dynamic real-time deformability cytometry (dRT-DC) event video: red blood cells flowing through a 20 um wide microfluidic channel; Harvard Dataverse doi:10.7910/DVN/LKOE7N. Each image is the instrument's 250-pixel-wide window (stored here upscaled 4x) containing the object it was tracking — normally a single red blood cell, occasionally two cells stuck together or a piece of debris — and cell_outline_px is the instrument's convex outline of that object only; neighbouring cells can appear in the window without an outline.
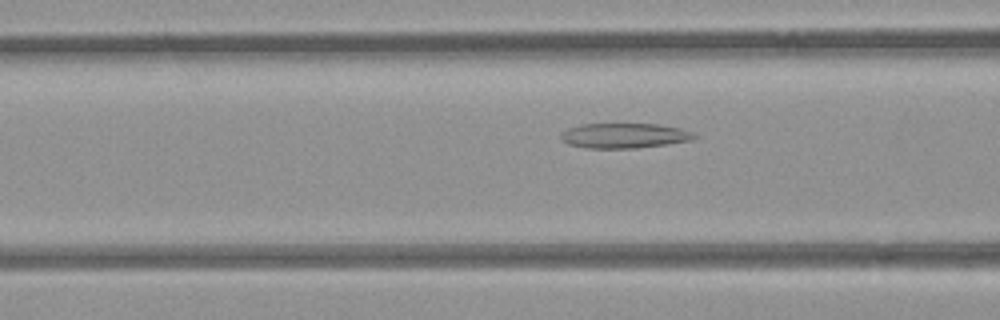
{"species": "common noctule bat (a hibernating species)", "species_latin": "Nyctalus noctula", "temperature_condition": "room temperature", "stored_images_in_passage": 39, "camera_frame_rate_fps": 3000, "um_per_image_px": 0.085, "animal": {"sex": "female", "body_mass_g": 21.9}, "frame": {"image": 1, "passage_image": 6, "time_ms": 1.667, "image_size_px": [1000, 320], "cell_outline_px": [[696, 136], [692, 140], [636, 148], [588, 148], [568, 144], [560, 140], [560, 136], [568, 128], [580, 124], [660, 124], [680, 128], [692, 132]], "centroid_in_image_um": [53.04, 11.52], "position_along_channel_um": 113.6, "area_um2": 19.31}}
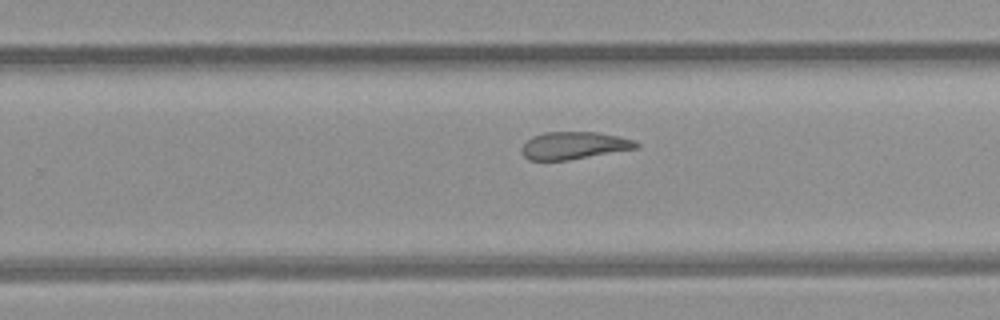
{"frame": {"image": 2, "passage_image": 19, "time_ms": 6.0, "image_size_px": [1000, 320], "cell_outline_px": [[640, 144], [636, 148], [568, 160], [528, 160], [520, 152], [520, 148], [532, 136], [544, 132], [596, 132], [620, 136], [636, 140]], "centroid_in_image_um": [48.77, 12.36], "position_along_channel_um": 281.0, "area_um2": 18.32}}
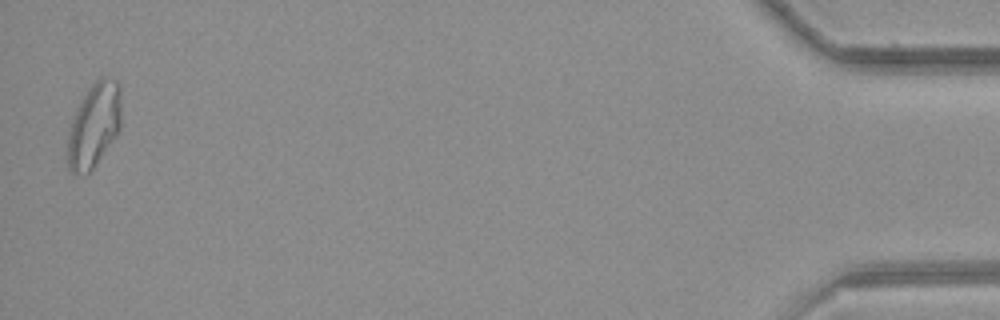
{"frame": {"image": 3, "passage_image": 38, "time_ms": 12.333, "image_size_px": [1000, 320], "cell_outline_px": [[120, 128], [92, 168], [88, 172], [72, 172], [68, 168], [68, 136], [72, 120], [76, 108], [80, 100], [92, 84], [100, 76], [108, 76], [116, 80], [120, 84]], "centroid_in_image_um": [8.0, 10.55], "position_along_channel_um": 427.2, "area_um2": 25.78}, "authors_computed_cell_mechanics": {"area_um2": 19.3052, "velocity_mm_per_s": 3.8623, "shape_relaxation_time_tau1_ms": null, "shape_relaxation_time_tau2_ms": 4.0916, "deformation_change_tau1": null, "deformation_change_tau2": 0.1318}}